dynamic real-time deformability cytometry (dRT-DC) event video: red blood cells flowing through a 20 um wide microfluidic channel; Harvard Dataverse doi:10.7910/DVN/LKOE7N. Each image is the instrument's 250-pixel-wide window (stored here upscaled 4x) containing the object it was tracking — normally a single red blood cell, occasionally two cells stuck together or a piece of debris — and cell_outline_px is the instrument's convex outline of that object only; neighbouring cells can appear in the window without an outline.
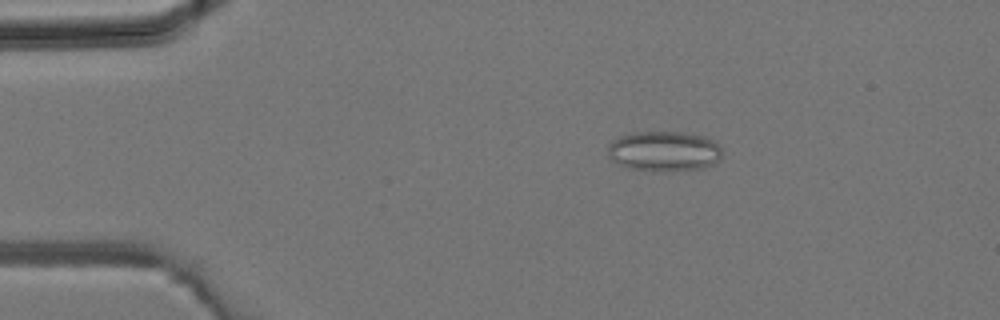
{"species": "common noctule bat (a hibernating species)", "species_latin": "Nyctalus noctula", "temperature_condition": "room temperature", "stored_images_in_passage": 4, "camera_frame_rate_fps": 3000, "um_per_image_px": 0.085, "animal": {"sex": "male", "body_mass_g": 19.2, "forearm_length_mm": 51.8}, "frame": {"image": 1, "passage_image": 2, "time_ms": 0.333, "image_size_px": [1000, 320], "cell_outline_px": [[720, 160], [704, 168], [668, 172], [652, 172], [628, 168], [612, 160], [608, 156], [608, 144], [612, 140], [620, 136], [636, 132], [684, 132], [704, 136], [712, 140], [720, 148]], "centroid_in_image_um": [56.42, 12.87], "position_along_channel_um": 28.6, "area_um2": 27.05}}
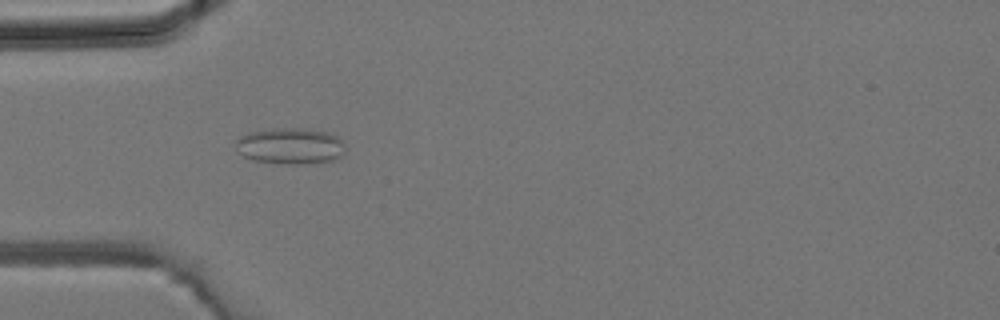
{"frame": {"image": 2, "passage_image": 3, "time_ms": 0.667, "image_size_px": [1000, 320], "cell_outline_px": [[344, 156], [332, 160], [308, 164], [284, 164], [252, 160], [236, 152], [236, 140], [240, 136], [248, 132], [272, 128], [300, 128], [324, 132], [336, 136], [344, 144]], "centroid_in_image_um": [24.64, 12.42], "position_along_channel_um": 60.4, "area_um2": 23.29}}